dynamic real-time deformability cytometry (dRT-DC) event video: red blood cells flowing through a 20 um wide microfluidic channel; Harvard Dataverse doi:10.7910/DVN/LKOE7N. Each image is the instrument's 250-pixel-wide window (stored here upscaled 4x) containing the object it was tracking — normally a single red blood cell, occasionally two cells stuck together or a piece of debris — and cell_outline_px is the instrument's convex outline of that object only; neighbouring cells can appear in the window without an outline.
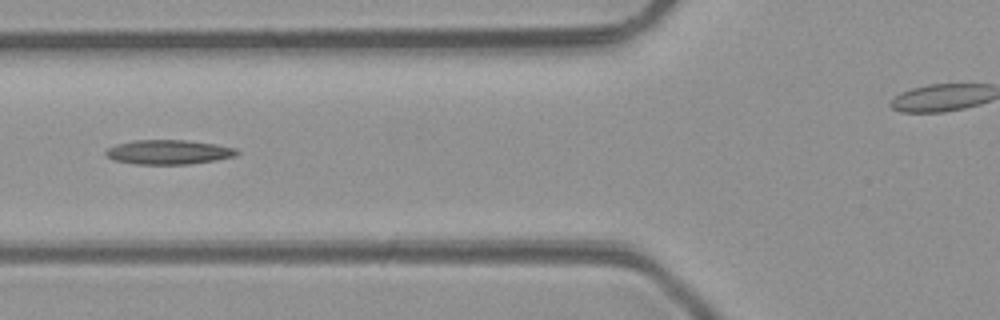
{"species": "common noctule bat (a hibernating species)", "species_latin": "Nyctalus noctula", "temperature_condition": "room temperature", "stored_images_in_passage": 5, "camera_frame_rate_fps": 3000, "um_per_image_px": 0.085, "animal": {"sex": "male", "body_mass_g": 23.1, "forearm_length_mm": 52.7}, "frame": {"image": 1, "passage_image": 5, "time_ms": 4.333, "image_size_px": [1000, 320], "cell_outline_px": [[240, 152], [236, 156], [216, 160], [188, 164], [136, 164], [112, 160], [104, 152], [108, 148], [116, 144], [132, 140], [184, 140], [216, 144], [236, 148]], "centroid_in_image_um": [14.33, 12.92], "position_along_channel_um": 111.5, "area_um2": 18.73}}